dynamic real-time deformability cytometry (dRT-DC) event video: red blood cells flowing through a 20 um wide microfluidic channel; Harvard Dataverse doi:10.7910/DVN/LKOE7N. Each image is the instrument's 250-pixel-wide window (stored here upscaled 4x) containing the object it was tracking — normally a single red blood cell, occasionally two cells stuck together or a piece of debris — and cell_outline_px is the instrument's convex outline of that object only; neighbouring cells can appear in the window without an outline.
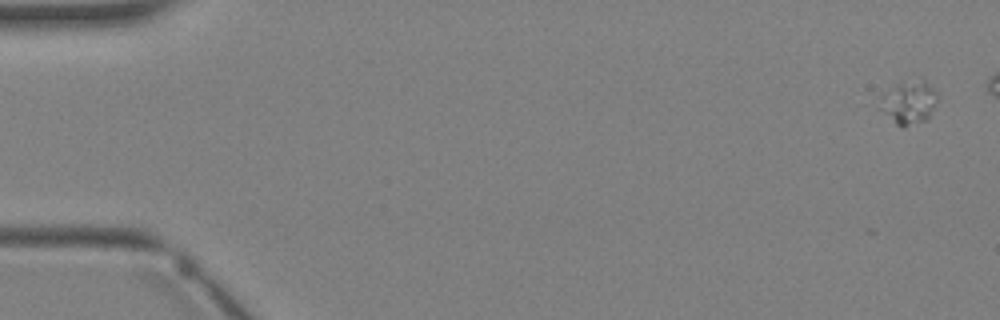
{"species": "Egyptian fruit bat (a non-hibernating species)", "species_latin": "Rousettus aegyptiacus", "temperature_condition": "warm", "stored_images_in_passage": 3, "camera_frame_rate_fps": 3000, "um_per_image_px": 0.085, "animal": {"sex": "female"}, "frame": {"image": 1, "passage_image": 1, "time_ms": 0.0, "image_size_px": [1000, 320], "cell_outline_px": [[936, 100], [928, 120], [904, 128], [896, 124], [876, 108], [880, 96], [884, 92], [900, 84], [924, 80], [936, 92]], "centroid_in_image_um": [77.18, 8.78], "position_along_channel_um": 7.8, "area_um2": 14.39}}